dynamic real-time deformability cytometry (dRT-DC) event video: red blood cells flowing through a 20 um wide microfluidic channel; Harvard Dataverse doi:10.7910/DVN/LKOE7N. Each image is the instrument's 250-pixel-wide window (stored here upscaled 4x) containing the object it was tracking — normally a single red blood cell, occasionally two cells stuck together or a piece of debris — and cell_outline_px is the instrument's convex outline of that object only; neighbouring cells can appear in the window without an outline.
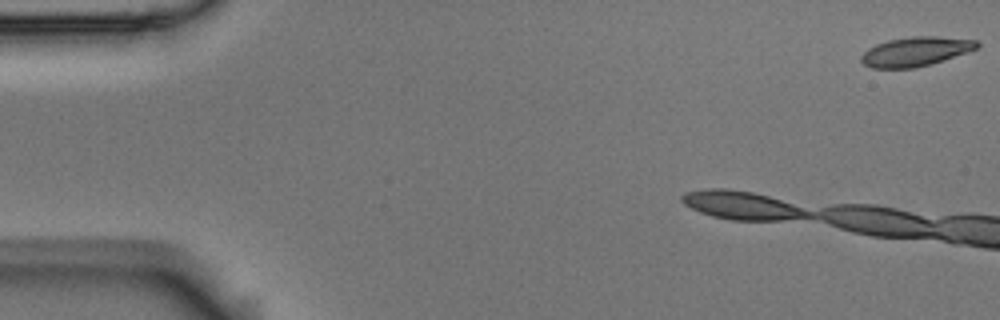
{"species": "Egyptian fruit bat (a non-hibernating species)", "species_latin": "Rousettus aegyptiacus", "temperature_condition": "room temperature", "stored_images_in_passage": 4, "camera_frame_rate_fps": 3000, "um_per_image_px": 0.085, "animal": {"sex": "male"}, "frame": {"image": 1, "passage_image": 1, "time_ms": 0.0, "image_size_px": [1000, 320], "cell_outline_px": [[980, 44], [976, 48], [968, 52], [932, 64], [916, 68], [872, 68], [864, 64], [860, 60], [860, 56], [868, 48], [876, 44], [888, 40], [912, 36], [936, 36], [976, 40]], "centroid_in_image_um": [77.81, 4.38], "position_along_channel_um": 7.2, "area_um2": 19.83}}